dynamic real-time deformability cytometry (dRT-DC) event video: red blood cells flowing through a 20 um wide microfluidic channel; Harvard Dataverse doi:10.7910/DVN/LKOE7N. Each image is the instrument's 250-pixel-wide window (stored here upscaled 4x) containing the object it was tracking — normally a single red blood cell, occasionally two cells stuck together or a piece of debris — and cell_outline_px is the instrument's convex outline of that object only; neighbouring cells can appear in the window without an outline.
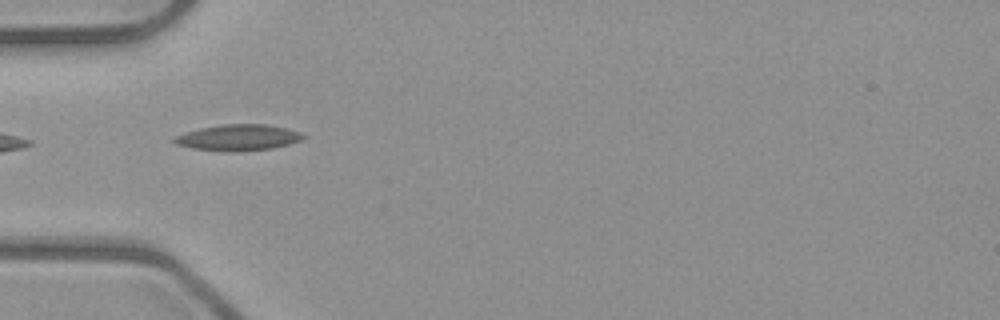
{"species": "common noctule bat (a hibernating species)", "species_latin": "Nyctalus noctula", "temperature_condition": "room temperature", "stored_images_in_passage": 5, "camera_frame_rate_fps": 3000, "um_per_image_px": 0.085, "animal": {"sex": "male", "body_mass_g": 23.1, "forearm_length_mm": 52.7}, "frame": {"image": 1, "passage_image": 2, "time_ms": 0.333, "image_size_px": [1000, 320], "cell_outline_px": [[308, 136], [300, 140], [288, 144], [272, 148], [240, 152], [224, 152], [192, 148], [176, 144], [172, 140], [176, 136], [200, 128], [224, 124], [264, 124], [284, 128], [300, 132]], "centroid_in_image_um": [20.25, 11.7], "position_along_channel_um": 64.7, "area_um2": 19.54}}
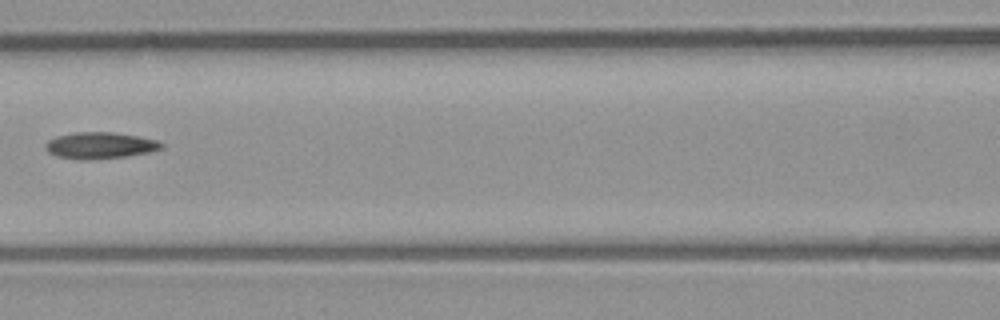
{"frame": {"image": 2, "passage_image": 4, "time_ms": 1.0, "image_size_px": [1000, 320], "cell_outline_px": [[164, 148], [148, 152], [128, 156], [92, 160], [76, 160], [56, 156], [48, 152], [44, 148], [44, 144], [48, 140], [56, 136], [76, 132], [112, 132], [140, 136], [156, 140], [164, 144]], "centroid_in_image_um": [8.48, 12.37], "position_along_channel_um": 158.1, "area_um2": 18.21}}
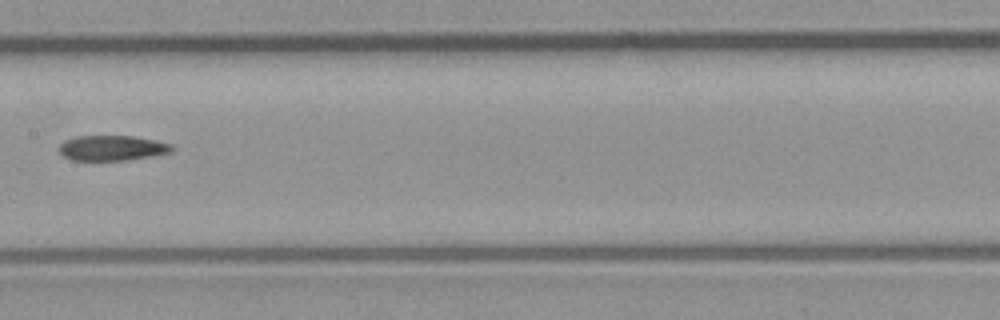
{"frame": {"image": 3, "passage_image": 5, "time_ms": 1.333, "image_size_px": [1000, 320], "cell_outline_px": [[172, 152], [152, 156], [124, 160], [72, 160], [64, 156], [60, 152], [60, 144], [64, 140], [76, 136], [132, 136], [156, 140], [172, 144]], "centroid_in_image_um": [9.53, 12.57], "position_along_channel_um": 197.9, "area_um2": 16.47}}